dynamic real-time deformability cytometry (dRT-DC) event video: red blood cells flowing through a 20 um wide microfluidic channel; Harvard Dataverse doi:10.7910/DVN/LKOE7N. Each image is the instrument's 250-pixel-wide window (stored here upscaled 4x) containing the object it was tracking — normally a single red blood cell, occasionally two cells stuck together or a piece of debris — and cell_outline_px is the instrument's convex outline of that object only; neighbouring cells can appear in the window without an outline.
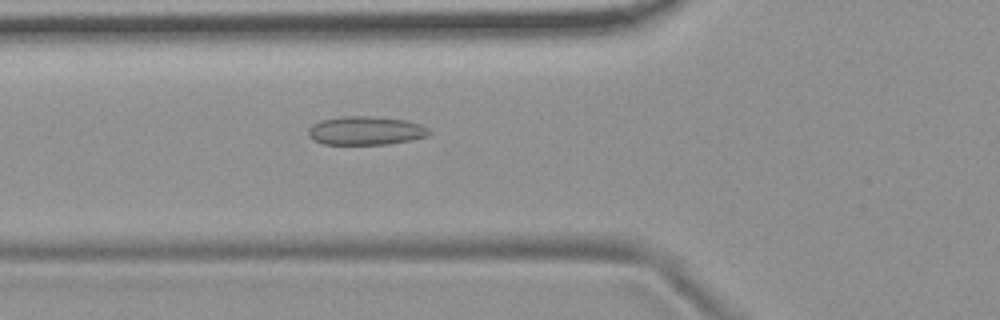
{"species": "common noctule bat (a hibernating species)", "species_latin": "Nyctalus noctula", "temperature_condition": "room temperature", "stored_images_in_passage": 55, "camera_frame_rate_fps": 3000, "um_per_image_px": 0.085, "animal": {"sex": "female", "body_mass_g": 19.9}, "frame": {"image": 1, "passage_image": 20, "time_ms": 6.333, "image_size_px": [1000, 320], "cell_outline_px": [[432, 132], [428, 136], [388, 144], [324, 144], [312, 140], [308, 136], [308, 128], [312, 124], [320, 120], [340, 116], [372, 116], [404, 120], [420, 124], [428, 128]], "centroid_in_image_um": [31.04, 11.1], "position_along_channel_um": 94.8, "area_um2": 20.23}}
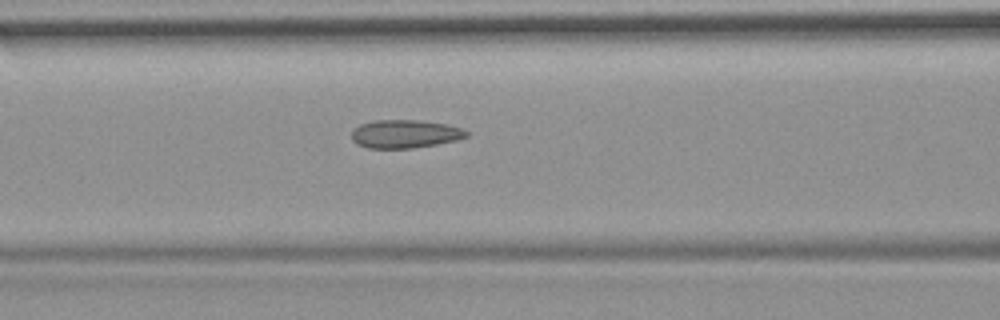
{"frame": {"image": 2, "passage_image": 23, "time_ms": 7.333, "image_size_px": [1000, 320], "cell_outline_px": [[468, 136], [456, 140], [436, 144], [412, 148], [368, 148], [356, 144], [352, 140], [352, 132], [360, 124], [372, 120], [420, 120], [448, 124], [460, 128], [468, 132]], "centroid_in_image_um": [34.41, 11.38], "position_along_channel_um": 132.2, "area_um2": 18.9}}
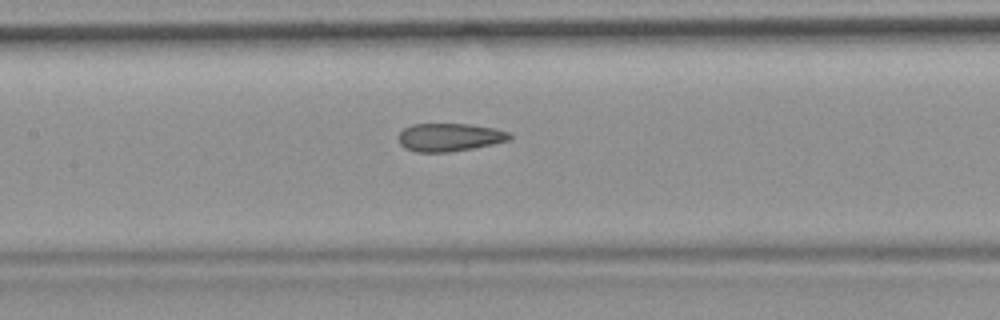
{"frame": {"image": 3, "passage_image": 26, "time_ms": 8.333, "image_size_px": [1000, 320], "cell_outline_px": [[512, 140], [472, 148], [448, 152], [416, 152], [404, 148], [400, 144], [400, 132], [404, 128], [412, 124], [468, 124], [496, 128], [508, 132], [512, 136]], "centroid_in_image_um": [38.23, 11.66], "position_along_channel_um": 169.2, "area_um2": 18.15}, "authors_computed_cell_mechanics": {"area_um2": 19.3052, "velocity_mm_per_s": 3.7003, "shape_relaxation_time_tau1_ms": null, "shape_relaxation_time_tau2_ms": 1.8264, "deformation_change_tau1": null, "deformation_change_tau2": 0.0881}}